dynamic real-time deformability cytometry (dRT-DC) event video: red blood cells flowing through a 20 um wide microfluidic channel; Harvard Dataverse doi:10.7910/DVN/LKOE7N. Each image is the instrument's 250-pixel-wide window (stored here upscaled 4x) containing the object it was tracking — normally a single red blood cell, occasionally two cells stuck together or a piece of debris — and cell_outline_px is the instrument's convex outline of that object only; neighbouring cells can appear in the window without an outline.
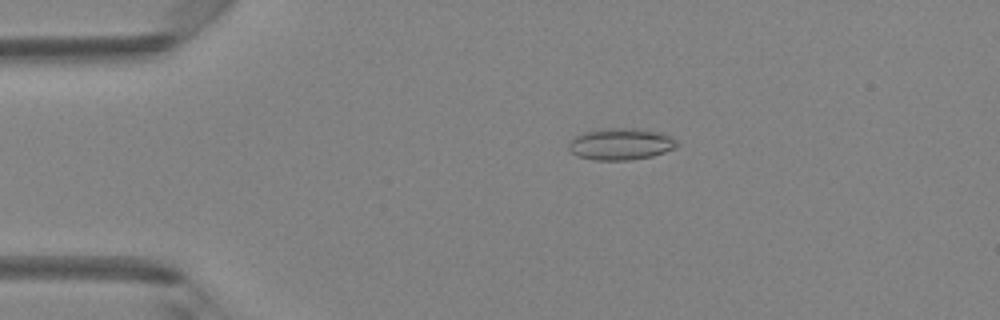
{"species": "Egyptian fruit bat (a non-hibernating species)", "species_latin": "Rousettus aegyptiacus", "temperature_condition": "room temperature", "stored_images_in_passage": 48, "camera_frame_rate_fps": 3000, "um_per_image_px": 0.085, "animal": {"sex": "female"}, "frame": {"image": 1, "passage_image": 10, "time_ms": 3.0, "image_size_px": [1000, 320], "cell_outline_px": [[676, 148], [652, 156], [628, 160], [596, 160], [580, 156], [572, 152], [568, 148], [568, 144], [572, 136], [580, 132], [600, 128], [636, 128], [660, 132], [672, 136], [676, 140]], "centroid_in_image_um": [52.73, 12.22], "position_along_channel_um": 32.3, "area_um2": 20.23}}
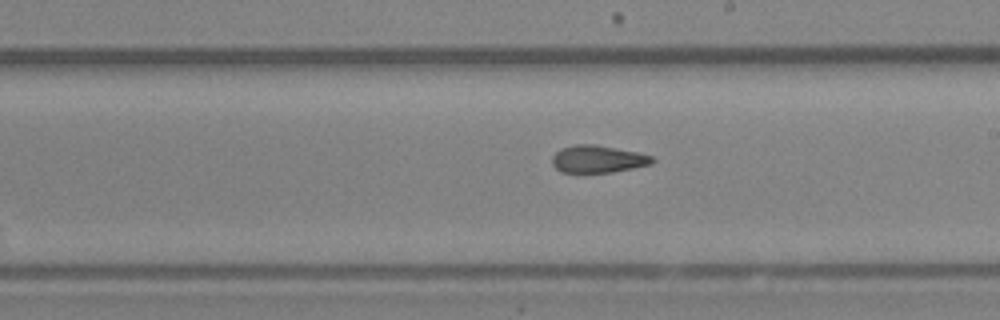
{"frame": {"image": 2, "passage_image": 28, "time_ms": 9.0, "image_size_px": [1000, 320], "cell_outline_px": [[656, 160], [652, 164], [612, 172], [560, 172], [552, 164], [552, 156], [560, 148], [576, 144], [596, 144], [636, 152], [652, 156]], "centroid_in_image_um": [50.8, 13.51], "position_along_channel_um": 238.2, "area_um2": 15.95}}
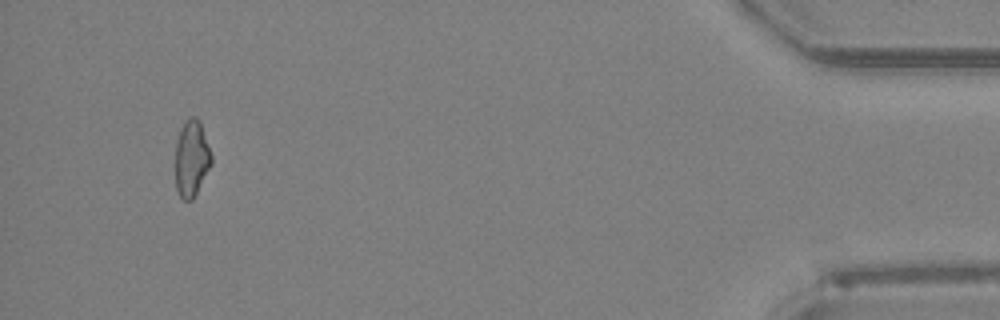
{"frame": {"image": 3, "passage_image": 46, "time_ms": 15.0, "image_size_px": [1000, 320], "cell_outline_px": [[212, 164], [192, 200], [184, 200], [180, 196], [176, 188], [176, 144], [180, 128], [192, 116], [196, 116], [200, 120], [212, 156]], "centroid_in_image_um": [16.29, 13.46], "position_along_channel_um": 418.9, "area_um2": 15.9}, "authors_computed_cell_mechanics": {"area_um2": 16.7042, "velocity_mm_per_s": 4.2251, "shape_relaxation_time_tau1_ms": 4.8672, "shape_relaxation_time_tau2_ms": 2.2525, "deformation_change_tau1": 0.1178, "deformation_change_tau2": 0.0927}}